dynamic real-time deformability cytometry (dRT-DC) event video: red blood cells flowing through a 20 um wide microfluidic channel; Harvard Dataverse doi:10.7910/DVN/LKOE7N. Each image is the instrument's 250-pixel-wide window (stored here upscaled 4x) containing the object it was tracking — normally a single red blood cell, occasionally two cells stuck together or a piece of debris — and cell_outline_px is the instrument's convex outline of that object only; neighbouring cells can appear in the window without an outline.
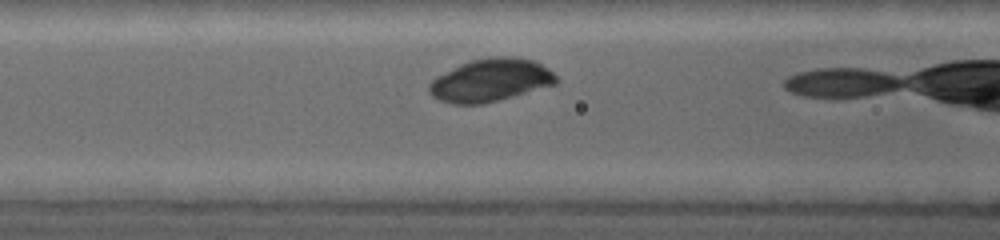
{"species": "common noctule bat (a hibernating species)", "species_latin": "Nyctalus noctula", "temperature_condition": "warm", "stored_images_in_passage": 13, "camera_frame_rate_fps": 5000, "um_per_image_px": 0.085, "animal": {"sex": "female", "body_mass_g": 19.0, "forearm_length_mm": 53.3}, "frame": {"image": 1, "passage_image": 10, "time_ms": 1.8, "image_size_px": [1000, 240], "cell_outline_px": [[560, 80], [556, 84], [512, 96], [480, 104], [452, 104], [440, 100], [432, 96], [428, 92], [428, 84], [436, 76], [468, 60], [488, 56], [516, 56], [532, 60], [548, 68]], "centroid_in_image_um": [41.67, 6.8], "position_along_channel_um": 124.9, "area_um2": 31.79}}